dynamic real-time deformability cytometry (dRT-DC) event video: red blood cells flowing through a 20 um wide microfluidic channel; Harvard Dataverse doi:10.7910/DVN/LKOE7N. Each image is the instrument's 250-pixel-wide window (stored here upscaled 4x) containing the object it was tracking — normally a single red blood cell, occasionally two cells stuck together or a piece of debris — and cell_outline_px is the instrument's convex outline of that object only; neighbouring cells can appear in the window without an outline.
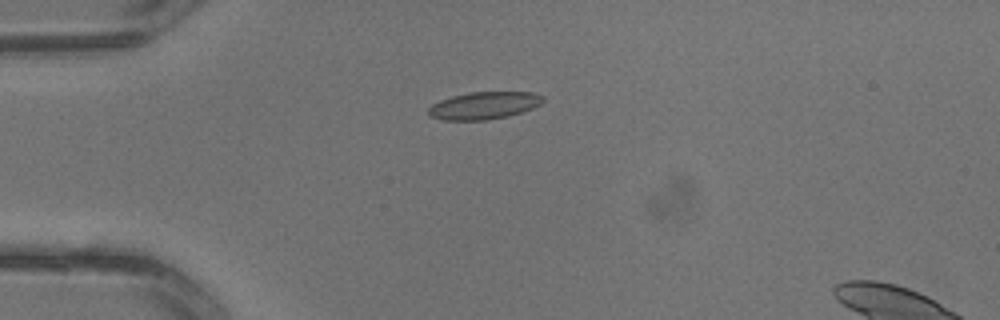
{"species": "common noctule bat (a hibernating species)", "species_latin": "Nyctalus noctula", "temperature_condition": "warm", "stored_images_in_passage": 3, "camera_frame_rate_fps": 3000, "um_per_image_px": 0.085, "animal": {"sex": "male", "body_mass_g": 13.3}, "frame": {"image": 1, "passage_image": 3, "time_ms": 0.667, "image_size_px": [1000, 320], "cell_outline_px": [[544, 100], [540, 104], [532, 108], [508, 116], [484, 120], [444, 120], [428, 116], [428, 108], [432, 104], [440, 100], [452, 96], [468, 92], [536, 92], [544, 96]], "centroid_in_image_um": [41.13, 8.96], "position_along_channel_um": 43.9, "area_um2": 18.32}}